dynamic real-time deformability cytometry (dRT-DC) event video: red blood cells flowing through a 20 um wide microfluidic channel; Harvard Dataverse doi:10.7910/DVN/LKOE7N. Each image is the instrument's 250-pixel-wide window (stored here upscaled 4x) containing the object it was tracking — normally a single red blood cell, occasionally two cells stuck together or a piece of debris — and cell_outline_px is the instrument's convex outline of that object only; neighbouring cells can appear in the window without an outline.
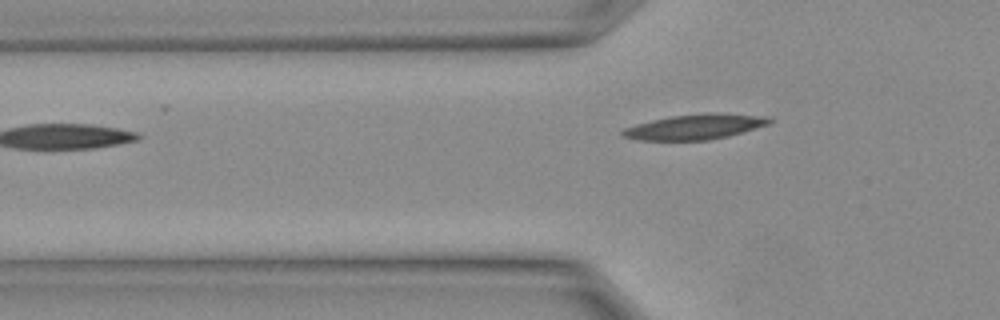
{"species": "Egyptian fruit bat (a non-hibernating species)", "species_latin": "Rousettus aegyptiacus", "temperature_condition": "warm", "stored_images_in_passage": 5, "camera_frame_rate_fps": 3000, "um_per_image_px": 0.085, "animal": {"sex": "female"}, "frame": {"image": 1, "passage_image": 5, "time_ms": 1.333, "image_size_px": [1000, 320], "cell_outline_px": [[772, 120], [768, 124], [728, 136], [708, 140], [640, 140], [624, 136], [620, 132], [624, 128], [636, 124], [652, 120], [672, 116], [764, 116]], "centroid_in_image_um": [58.93, 10.84], "position_along_channel_um": 66.9, "area_um2": 19.88}}